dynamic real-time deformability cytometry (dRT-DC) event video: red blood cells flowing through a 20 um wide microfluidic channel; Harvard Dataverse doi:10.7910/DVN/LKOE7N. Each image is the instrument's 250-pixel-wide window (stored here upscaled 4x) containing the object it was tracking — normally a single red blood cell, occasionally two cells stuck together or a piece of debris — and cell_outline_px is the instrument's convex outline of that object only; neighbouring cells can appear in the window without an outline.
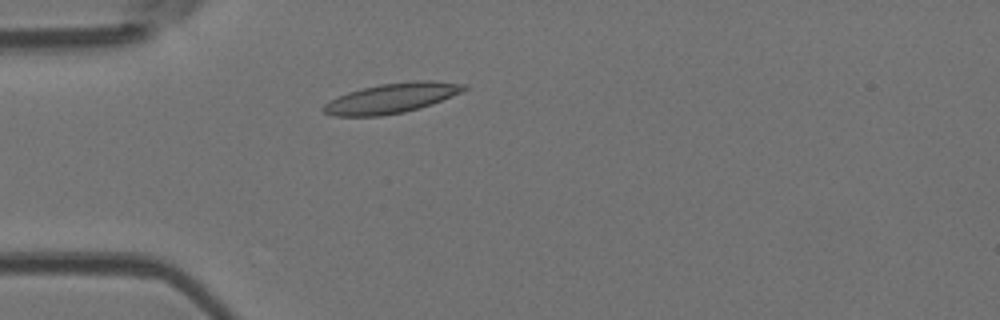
{"species": "Egyptian fruit bat (a non-hibernating species)", "species_latin": "Rousettus aegyptiacus", "temperature_condition": "room temperature", "stored_images_in_passage": 3, "camera_frame_rate_fps": 3000, "um_per_image_px": 0.085, "animal": {"sex": "female"}, "frame": {"image": 1, "passage_image": 3, "time_ms": 2.333, "image_size_px": [1000, 320], "cell_outline_px": [[468, 88], [460, 92], [432, 104], [420, 108], [404, 112], [380, 116], [332, 116], [324, 112], [320, 108], [328, 100], [348, 92], [380, 84], [416, 80], [432, 80], [468, 84]], "centroid_in_image_um": [33.27, 8.34], "position_along_channel_um": 51.7, "area_um2": 24.57}}